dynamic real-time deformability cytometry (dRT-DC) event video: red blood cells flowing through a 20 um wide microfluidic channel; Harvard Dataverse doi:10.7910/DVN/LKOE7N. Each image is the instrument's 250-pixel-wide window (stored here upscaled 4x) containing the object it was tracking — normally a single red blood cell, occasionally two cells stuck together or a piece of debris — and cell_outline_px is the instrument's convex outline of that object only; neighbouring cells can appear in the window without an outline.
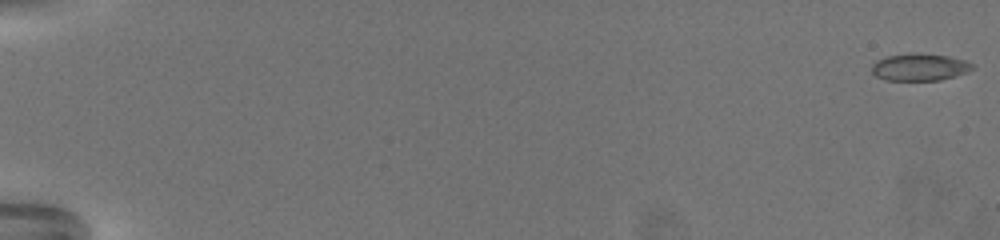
{"species": "common noctule bat (a hibernating species)", "species_latin": "Nyctalus noctula", "temperature_condition": "warm", "stored_images_in_passage": 68, "camera_frame_rate_fps": 3000, "um_per_image_px": 0.085, "animal": {"sex": "female", "body_mass_g": 19.5, "forearm_length_mm": 54.1}, "frame": {"image": 1, "passage_image": 1, "time_ms": 0.0, "image_size_px": [1000, 240], "cell_outline_px": [[976, 68], [968, 72], [956, 76], [940, 80], [884, 80], [876, 76], [872, 72], [872, 64], [876, 60], [888, 56], [912, 52], [948, 56], [964, 60], [976, 64]], "centroid_in_image_um": [78.21, 5.7], "position_along_channel_um": 6.8, "area_um2": 16.18}}
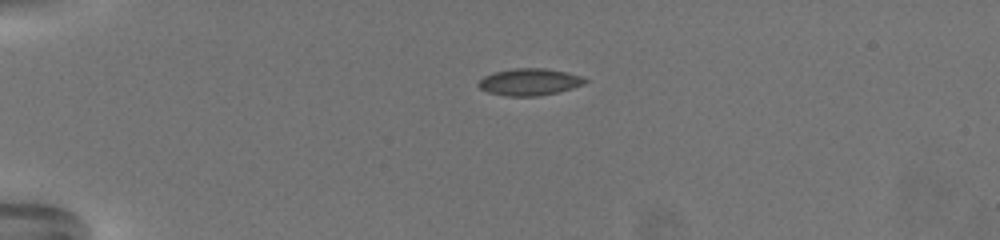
{"frame": {"image": 2, "passage_image": 19, "time_ms": 6.0, "image_size_px": [1000, 240], "cell_outline_px": [[588, 80], [584, 84], [572, 88], [556, 92], [536, 96], [504, 96], [488, 92], [480, 88], [476, 84], [484, 76], [492, 72], [512, 68], [544, 68], [568, 72], [580, 76]], "centroid_in_image_um": [44.97, 6.95], "position_along_channel_um": 40.0, "area_um2": 16.76}}
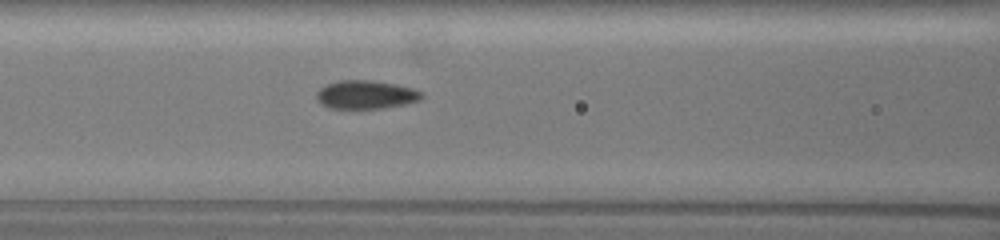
{"frame": {"image": 3, "passage_image": 33, "time_ms": 10.667, "image_size_px": [1000, 240], "cell_outline_px": [[424, 96], [420, 100], [404, 104], [380, 108], [328, 108], [320, 104], [316, 100], [316, 92], [324, 84], [340, 80], [372, 80], [396, 84], [412, 88], [424, 92]], "centroid_in_image_um": [31.07, 8.03], "position_along_channel_um": 135.5, "area_um2": 17.63}, "authors_computed_cell_mechanics": {"area_um2": 16.5308, "velocity_mm_per_s": 3.2282, "shape_relaxation_time_tau1_ms": 4.1395, "shape_relaxation_time_tau2_ms": 0.6835, "deformation_change_tau1": 0.1549, "deformation_change_tau2": 0.0466}}